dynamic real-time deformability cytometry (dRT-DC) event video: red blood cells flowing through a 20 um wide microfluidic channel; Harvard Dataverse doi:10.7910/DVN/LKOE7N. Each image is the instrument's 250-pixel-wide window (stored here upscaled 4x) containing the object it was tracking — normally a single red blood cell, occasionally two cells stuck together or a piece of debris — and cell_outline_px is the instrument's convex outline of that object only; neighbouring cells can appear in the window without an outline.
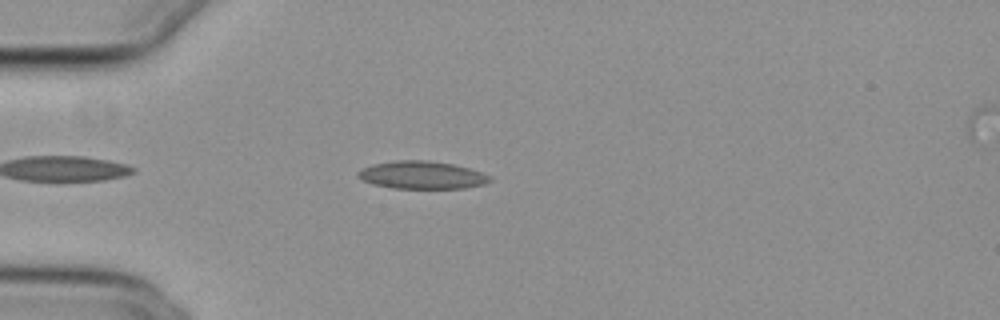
{"species": "common noctule bat (a hibernating species)", "species_latin": "Nyctalus noctula", "temperature_condition": "cold", "stored_images_in_passage": 37, "camera_frame_rate_fps": 3000, "um_per_image_px": 0.085, "animal": {"sex": "female", "body_mass_g": 29.2, "forearm_length_mm": 56.3}, "frame": {"image": 1, "passage_image": 1, "time_ms": 0.0, "image_size_px": [1000, 320], "cell_outline_px": [[492, 180], [484, 184], [464, 188], [392, 188], [372, 184], [356, 176], [356, 172], [372, 164], [396, 160], [428, 160], [452, 164], [468, 168], [492, 176]], "centroid_in_image_um": [35.85, 14.88], "position_along_channel_um": 49.2, "area_um2": 21.27}}
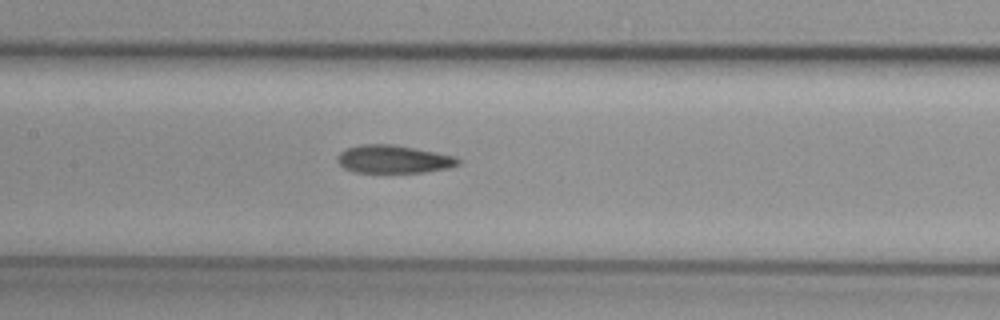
{"frame": {"image": 2, "passage_image": 12, "time_ms": 3.667, "image_size_px": [1000, 320], "cell_outline_px": [[460, 164], [448, 168], [424, 172], [356, 172], [344, 168], [336, 160], [340, 152], [348, 148], [360, 144], [392, 144], [436, 152], [456, 156], [460, 160]], "centroid_in_image_um": [33.46, 13.53], "position_along_channel_um": 173.9, "area_um2": 19.59}}
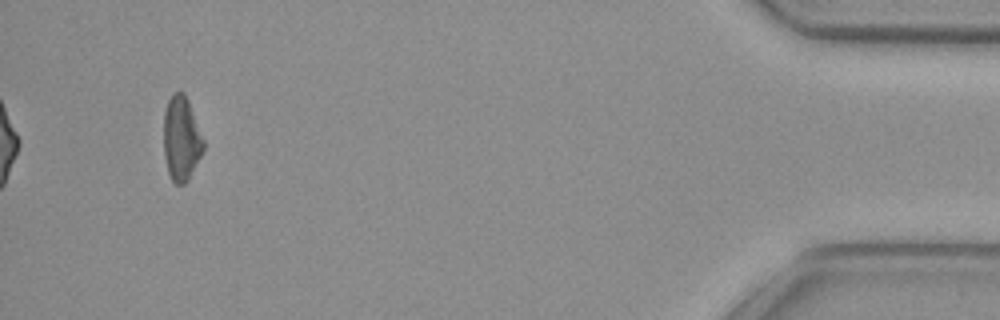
{"frame": {"image": 3, "passage_image": 37, "time_ms": 12.0, "image_size_px": [1000, 320], "cell_outline_px": [[204, 148], [188, 180], [184, 184], [176, 184], [172, 180], [168, 172], [164, 156], [164, 112], [168, 100], [172, 92], [184, 92], [188, 100], [204, 140]], "centroid_in_image_um": [15.4, 11.76], "position_along_channel_um": 419.8, "area_um2": 19.48}}